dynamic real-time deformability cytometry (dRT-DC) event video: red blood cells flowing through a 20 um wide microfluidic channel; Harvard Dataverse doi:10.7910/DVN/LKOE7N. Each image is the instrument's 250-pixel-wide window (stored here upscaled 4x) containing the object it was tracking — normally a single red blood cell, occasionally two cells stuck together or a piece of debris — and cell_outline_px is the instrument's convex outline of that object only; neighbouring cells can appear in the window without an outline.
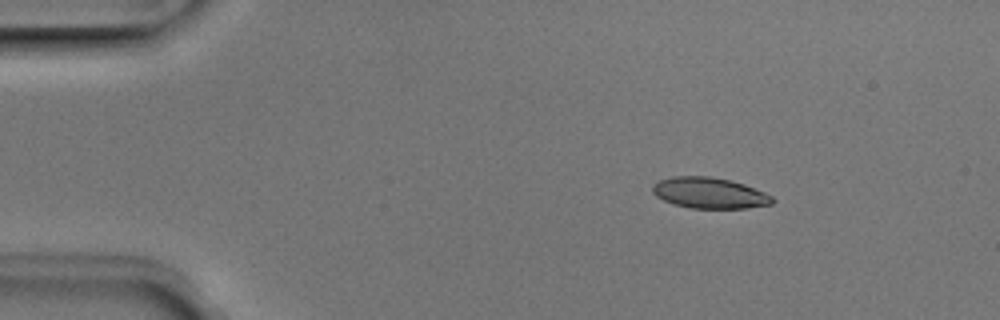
{"species": "Egyptian fruit bat (a non-hibernating species)", "species_latin": "Rousettus aegyptiacus", "temperature_condition": "room temperature", "stored_images_in_passage": 4, "camera_frame_rate_fps": 3000, "um_per_image_px": 0.085, "animal": {"sex": "male"}, "frame": {"image": 1, "passage_image": 2, "time_ms": 0.333, "image_size_px": [1000, 320], "cell_outline_px": [[776, 200], [772, 204], [744, 208], [692, 208], [672, 204], [656, 196], [652, 192], [652, 184], [660, 180], [672, 176], [708, 176], [728, 180], [744, 184], [764, 192], [772, 196]], "centroid_in_image_um": [60.28, 16.4], "position_along_channel_um": 24.7, "area_um2": 21.56}}